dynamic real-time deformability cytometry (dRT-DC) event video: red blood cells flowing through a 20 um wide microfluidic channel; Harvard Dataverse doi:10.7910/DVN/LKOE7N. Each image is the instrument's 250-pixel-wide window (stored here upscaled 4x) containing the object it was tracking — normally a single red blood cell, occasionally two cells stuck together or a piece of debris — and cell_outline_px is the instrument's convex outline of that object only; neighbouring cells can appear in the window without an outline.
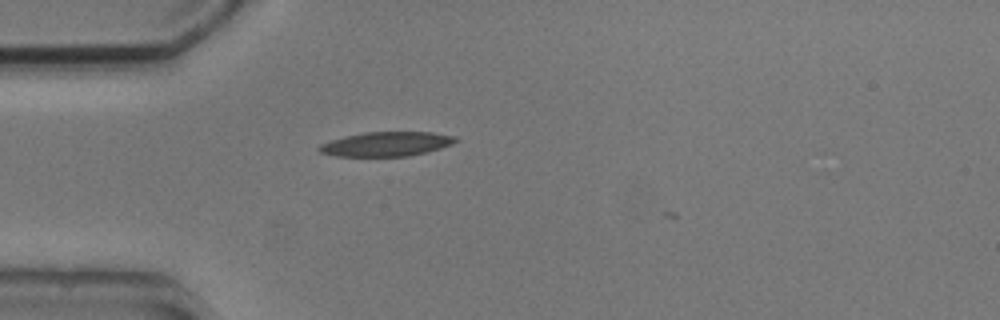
{"species": "common noctule bat (a hibernating species)", "species_latin": "Nyctalus noctula", "temperature_condition": "cold", "stored_images_in_passage": 2, "camera_frame_rate_fps": 3000, "um_per_image_px": 0.085, "animal": {"sex": "male", "body_mass_g": 20.5, "forearm_length_mm": 52.5}, "frame": {"image": 1, "passage_image": 1, "time_ms": 0.0, "image_size_px": [1000, 320], "cell_outline_px": [[460, 140], [452, 144], [428, 152], [408, 156], [336, 156], [320, 152], [316, 148], [320, 144], [344, 136], [364, 132], [432, 132], [456, 136]], "centroid_in_image_um": [32.86, 12.24], "position_along_channel_um": 52.1, "area_um2": 19.48}}